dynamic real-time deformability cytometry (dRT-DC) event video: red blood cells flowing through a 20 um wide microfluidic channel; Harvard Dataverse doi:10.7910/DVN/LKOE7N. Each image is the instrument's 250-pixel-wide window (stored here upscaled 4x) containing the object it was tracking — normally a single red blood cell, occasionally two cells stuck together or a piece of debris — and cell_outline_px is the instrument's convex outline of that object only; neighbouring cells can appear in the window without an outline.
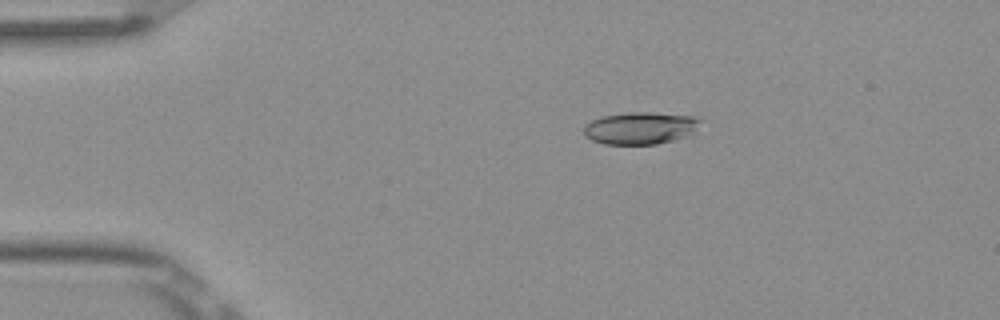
{"species": "Egyptian fruit bat (a non-hibernating species)", "species_latin": "Rousettus aegyptiacus", "temperature_condition": "room temperature", "stored_images_in_passage": 5, "camera_frame_rate_fps": 3000, "um_per_image_px": 0.085, "frame": {"image": 1, "passage_image": 3, "time_ms": 0.667, "image_size_px": [1000, 320], "cell_outline_px": [[708, 120], [688, 136], [656, 144], [604, 144], [592, 140], [584, 136], [584, 124], [600, 116], [632, 112], [648, 112], [700, 116]], "centroid_in_image_um": [54.51, 10.87], "position_along_channel_um": 30.5, "area_um2": 22.43}}
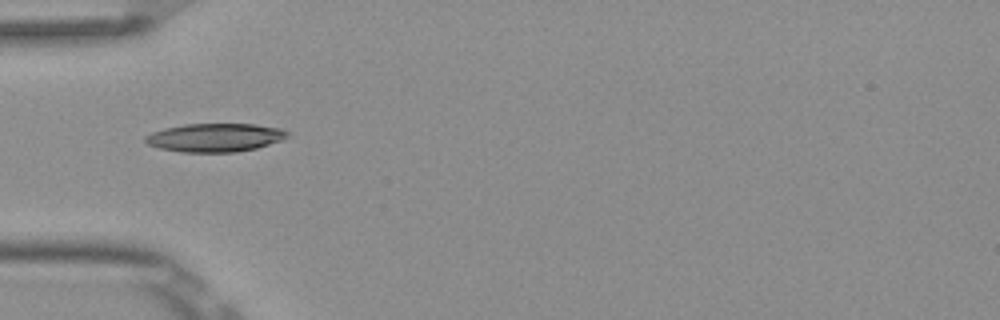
{"frame": {"image": 2, "passage_image": 5, "time_ms": 1.333, "image_size_px": [1000, 320], "cell_outline_px": [[292, 136], [256, 148], [236, 152], [180, 152], [160, 148], [148, 144], [144, 140], [144, 136], [152, 132], [164, 128], [184, 124], [252, 124], [280, 128], [288, 132]], "centroid_in_image_um": [18.26, 11.69], "position_along_channel_um": 66.7, "area_um2": 23.52}}